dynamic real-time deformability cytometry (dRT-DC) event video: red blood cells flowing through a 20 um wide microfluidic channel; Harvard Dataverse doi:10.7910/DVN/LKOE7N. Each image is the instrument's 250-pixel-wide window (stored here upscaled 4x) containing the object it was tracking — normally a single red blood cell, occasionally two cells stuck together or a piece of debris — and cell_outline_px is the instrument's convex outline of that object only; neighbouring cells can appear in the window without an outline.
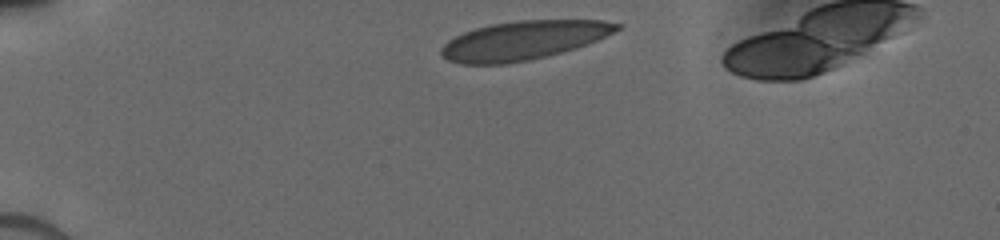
{"species": "human", "species_latin": "Homo sapiens", "temperature_condition": "cold", "stored_images_in_passage": 7, "camera_frame_rate_fps": 3000, "um_per_image_px": 0.085, "donor": {"sex": "male"}, "frame": {"image": 1, "passage_image": 1, "time_ms": 0.0, "image_size_px": [1000, 240], "cell_outline_px": [[624, 24], [620, 28], [588, 44], [576, 48], [528, 60], [504, 64], [464, 64], [448, 60], [440, 56], [440, 48], [448, 40], [464, 32], [476, 28], [492, 24], [516, 20], [604, 20]], "centroid_in_image_um": [44.47, 3.42], "position_along_channel_um": 40.5, "area_um2": 39.54}}
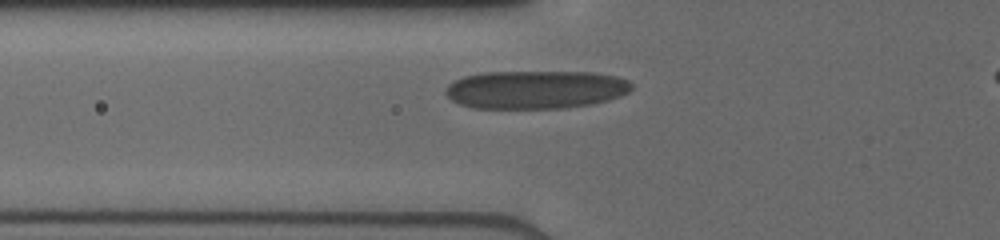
{"frame": {"image": 2, "passage_image": 5, "time_ms": 2.333, "image_size_px": [1000, 240], "cell_outline_px": [[632, 88], [628, 92], [620, 96], [608, 100], [592, 104], [560, 108], [476, 108], [460, 104], [452, 100], [444, 92], [448, 84], [464, 76], [484, 72], [592, 72], [616, 76], [628, 80], [632, 84]], "centroid_in_image_um": [45.53, 7.61], "position_along_channel_um": 80.3, "area_um2": 41.44}}
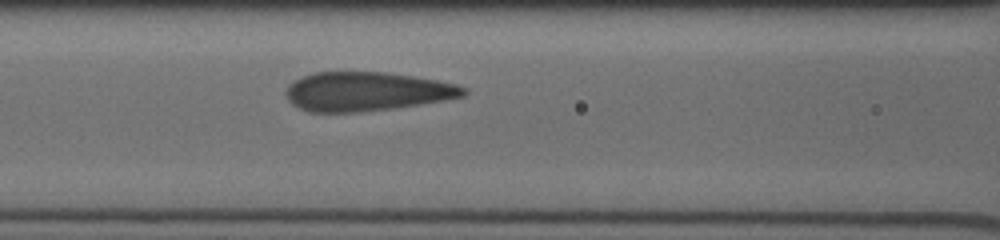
{"frame": {"image": 3, "passage_image": 7, "time_ms": 3.667, "image_size_px": [1000, 240], "cell_outline_px": [[468, 92], [464, 96], [444, 100], [420, 104], [360, 112], [308, 112], [292, 104], [288, 100], [284, 92], [288, 84], [304, 76], [316, 72], [384, 72], [412, 76], [436, 80], [456, 84], [468, 88]], "centroid_in_image_um": [31.15, 7.78], "position_along_channel_um": 135.4, "area_um2": 40.29}}